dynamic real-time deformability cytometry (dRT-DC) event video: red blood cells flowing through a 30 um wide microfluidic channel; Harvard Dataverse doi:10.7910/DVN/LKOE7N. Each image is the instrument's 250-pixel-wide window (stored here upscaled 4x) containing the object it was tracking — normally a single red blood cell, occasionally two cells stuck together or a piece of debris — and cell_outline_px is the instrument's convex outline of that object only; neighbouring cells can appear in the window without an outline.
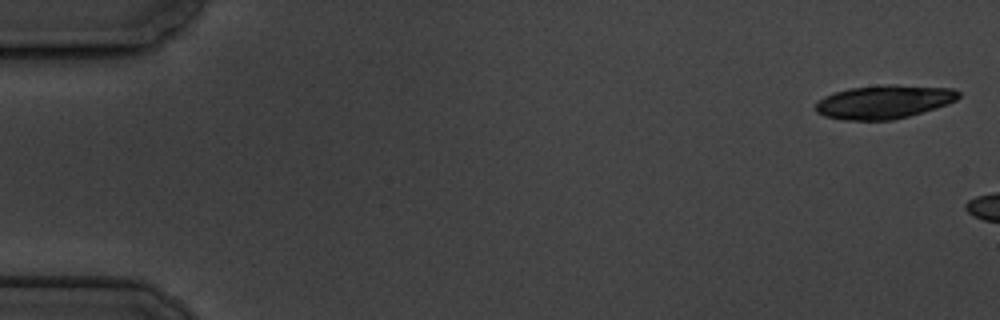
{"species": "common noctule bat (a hibernating species)", "species_latin": "Nyctalus noctula", "temperature_condition": "cold", "stored_images_in_passage": 3, "camera_frame_rate_fps": 3000, "um_per_image_px": 0.085, "animal": {"sex": "male", "body_mass_g": 19.5, "forearm_length_mm": 54.6}, "frame": {"image": 1, "passage_image": 1, "time_ms": 0.0, "image_size_px": [1000, 320], "cell_outline_px": [[960, 96], [956, 100], [948, 104], [908, 116], [892, 120], [844, 120], [824, 116], [816, 112], [816, 104], [824, 96], [848, 88], [884, 84], [896, 84], [952, 88], [960, 92]], "centroid_in_image_um": [75.15, 8.65], "position_along_channel_um": 9.9, "area_um2": 28.03}}